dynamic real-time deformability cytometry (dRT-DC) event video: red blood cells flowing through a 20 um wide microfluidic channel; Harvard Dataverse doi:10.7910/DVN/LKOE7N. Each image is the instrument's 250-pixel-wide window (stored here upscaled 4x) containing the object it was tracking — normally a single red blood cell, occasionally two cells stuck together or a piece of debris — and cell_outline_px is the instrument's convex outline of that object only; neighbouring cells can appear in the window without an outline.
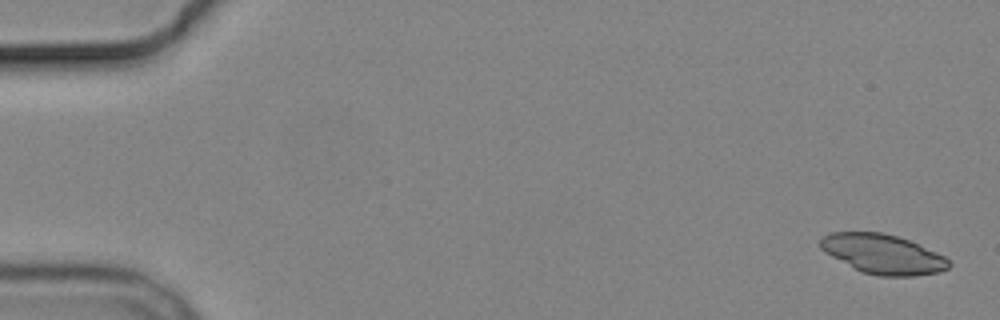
{"species": "common noctule bat (a hibernating species)", "species_latin": "Nyctalus noctula", "temperature_condition": "cold", "stored_images_in_passage": 5, "camera_frame_rate_fps": 3000, "um_per_image_px": 0.085, "animal": {"sex": "male", "body_mass_g": 19.2, "forearm_length_mm": 51.8}, "frame": {"image": 1, "passage_image": 1, "time_ms": 0.0, "image_size_px": [1000, 320], "cell_outline_px": [[952, 264], [948, 268], [940, 272], [916, 276], [880, 276], [864, 272], [824, 252], [820, 248], [820, 236], [832, 232], [884, 232], [908, 240], [936, 252], [944, 256]], "centroid_in_image_um": [75.05, 21.59], "position_along_channel_um": 9.9, "area_um2": 29.36}}